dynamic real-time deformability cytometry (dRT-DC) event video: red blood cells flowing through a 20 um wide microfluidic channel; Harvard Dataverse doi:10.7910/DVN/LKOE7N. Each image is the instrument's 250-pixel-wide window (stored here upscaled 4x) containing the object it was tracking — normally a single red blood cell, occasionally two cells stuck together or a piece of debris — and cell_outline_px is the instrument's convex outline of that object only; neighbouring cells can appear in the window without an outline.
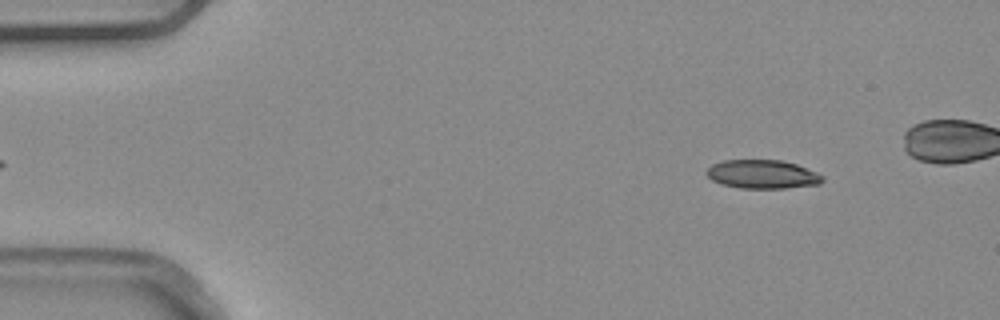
{"species": "common noctule bat (a hibernating species)", "species_latin": "Nyctalus noctula", "temperature_condition": "warm", "stored_images_in_passage": 4, "camera_frame_rate_fps": 3000, "um_per_image_px": 0.085, "animal": {"sex": "male", "body_mass_g": 20.4}, "frame": {"image": 1, "passage_image": 4, "time_ms": 1.0, "image_size_px": [1000, 320], "cell_outline_px": [[824, 180], [820, 184], [784, 188], [740, 188], [720, 184], [712, 180], [708, 176], [708, 168], [712, 164], [724, 160], [780, 160], [796, 164], [816, 172], [824, 176]], "centroid_in_image_um": [64.82, 14.81], "position_along_channel_um": 20.2, "area_um2": 19.31}}